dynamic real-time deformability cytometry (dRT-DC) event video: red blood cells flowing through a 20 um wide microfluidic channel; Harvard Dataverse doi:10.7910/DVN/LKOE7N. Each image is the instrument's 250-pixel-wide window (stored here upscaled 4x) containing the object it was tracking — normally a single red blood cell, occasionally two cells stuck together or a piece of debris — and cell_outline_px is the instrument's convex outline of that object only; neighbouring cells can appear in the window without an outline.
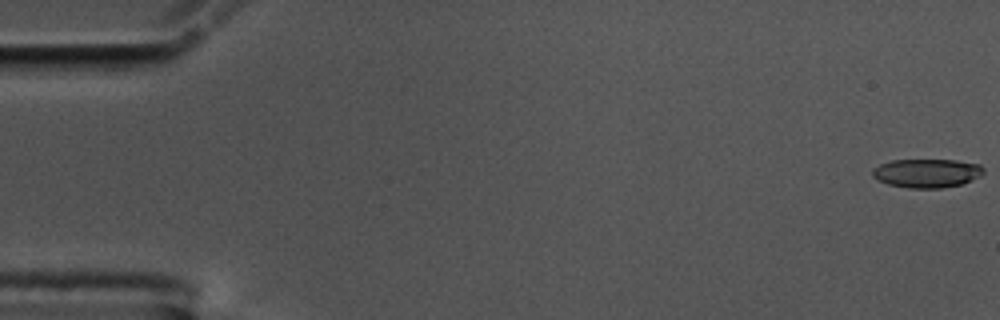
{"species": "common noctule bat (a hibernating species)", "species_latin": "Nyctalus noctula", "temperature_condition": "cold", "stored_images_in_passage": 57, "camera_frame_rate_fps": 3000, "um_per_image_px": 0.085, "animal": {"sex": "male", "body_mass_g": 17.5, "forearm_length_mm": 52.3}, "frame": {"image": 1, "passage_image": 1, "time_ms": 0.0, "image_size_px": [1000, 320], "cell_outline_px": [[984, 172], [980, 176], [960, 184], [940, 188], [908, 188], [888, 184], [872, 176], [872, 168], [880, 164], [892, 160], [956, 160], [980, 164], [984, 168]], "centroid_in_image_um": [78.77, 14.71], "position_along_channel_um": 6.2, "area_um2": 18.55}}
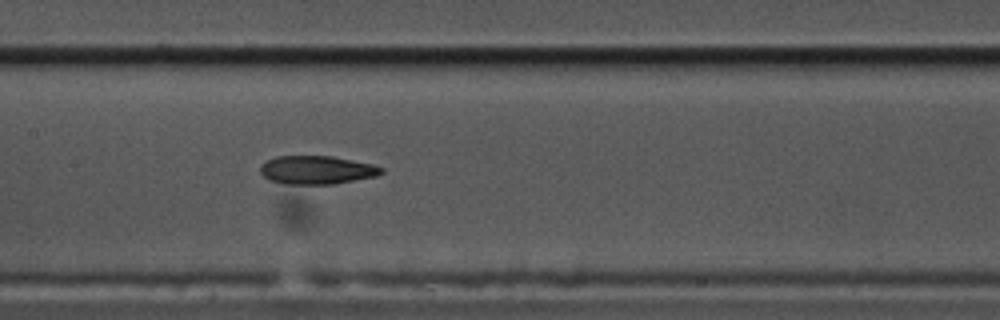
{"frame": {"image": 2, "passage_image": 28, "time_ms": 9.0, "image_size_px": [1000, 320], "cell_outline_px": [[384, 172], [376, 176], [332, 184], [284, 184], [268, 180], [260, 172], [260, 164], [276, 156], [332, 156], [372, 164], [384, 168]], "centroid_in_image_um": [26.9, 14.45], "position_along_channel_um": 180.5, "area_um2": 20.06}}
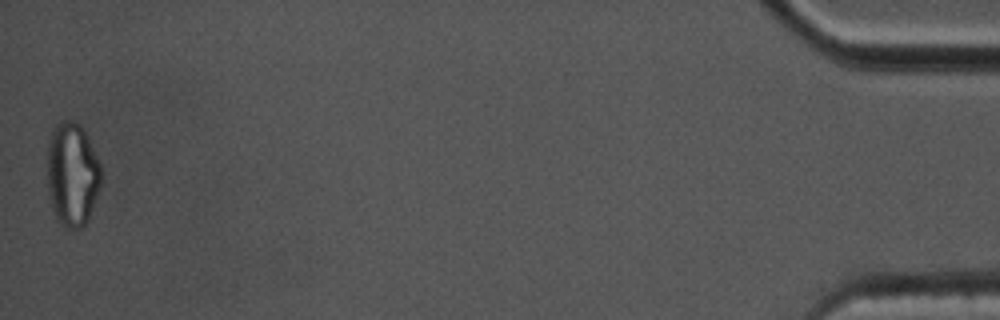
{"frame": {"image": 3, "passage_image": 57, "time_ms": 18.667, "image_size_px": [1000, 320], "cell_outline_px": [[100, 188], [88, 220], [80, 228], [68, 228], [56, 220], [52, 208], [48, 192], [48, 144], [52, 132], [56, 124], [64, 120], [72, 120], [80, 124], [100, 164]], "centroid_in_image_um": [6.13, 14.84], "position_along_channel_um": 429.1, "area_um2": 32.25}}